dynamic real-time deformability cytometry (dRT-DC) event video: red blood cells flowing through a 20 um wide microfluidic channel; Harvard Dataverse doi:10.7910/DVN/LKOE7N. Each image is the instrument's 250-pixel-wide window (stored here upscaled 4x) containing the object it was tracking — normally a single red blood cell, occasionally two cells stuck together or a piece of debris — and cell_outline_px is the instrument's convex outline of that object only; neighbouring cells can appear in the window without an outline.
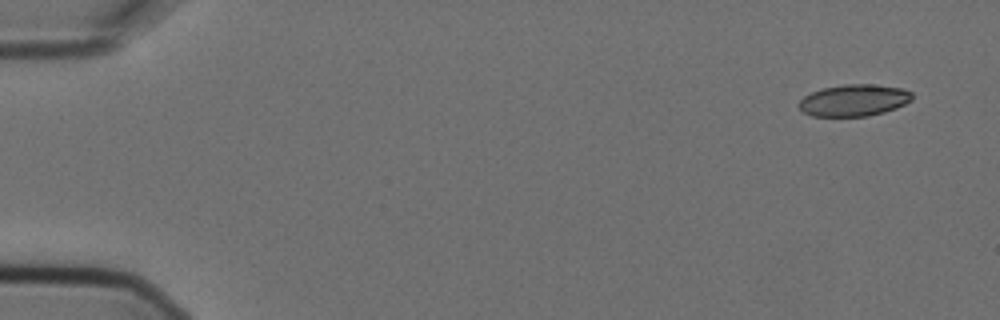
{"species": "Egyptian fruit bat (a non-hibernating species)", "species_latin": "Rousettus aegyptiacus", "temperature_condition": "cold", "stored_images_in_passage": 4, "camera_frame_rate_fps": 3000, "um_per_image_px": 0.085, "animal": {"sex": "female"}, "frame": {"image": 1, "passage_image": 1, "time_ms": 0.0, "image_size_px": [1000, 320], "cell_outline_px": [[912, 100], [896, 108], [884, 112], [868, 116], [812, 116], [804, 112], [796, 104], [804, 96], [812, 92], [824, 88], [844, 84], [872, 84], [904, 88], [912, 92]], "centroid_in_image_um": [72.59, 8.52], "position_along_channel_um": 12.4, "area_um2": 20.98}}